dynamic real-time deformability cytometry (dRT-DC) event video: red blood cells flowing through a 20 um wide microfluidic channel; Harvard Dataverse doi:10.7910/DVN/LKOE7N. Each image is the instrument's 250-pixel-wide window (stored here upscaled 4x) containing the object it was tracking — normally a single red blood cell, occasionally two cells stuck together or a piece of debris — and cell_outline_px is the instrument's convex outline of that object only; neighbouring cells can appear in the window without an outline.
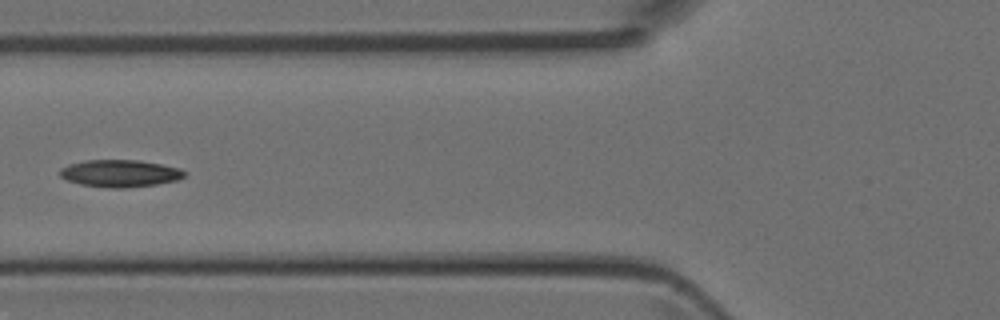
{"species": "Egyptian fruit bat (a non-hibernating species)", "species_latin": "Rousettus aegyptiacus", "temperature_condition": "room temperature", "stored_images_in_passage": 6, "segment_of_instrument_passage": [2, 2], "camera_frame_rate_fps": 3000, "um_per_image_px": 0.085, "animal": {"sex": "female"}, "frame": {"image": 1, "passage_image": 5, "time_ms": 1.333, "image_size_px": [1000, 320], "cell_outline_px": [[184, 176], [176, 180], [156, 184], [124, 188], [112, 188], [80, 184], [68, 180], [60, 176], [60, 168], [68, 164], [88, 160], [140, 160], [180, 168], [184, 172]], "centroid_in_image_um": [10.17, 14.73], "position_along_channel_um": 115.6, "area_um2": 19.54}}
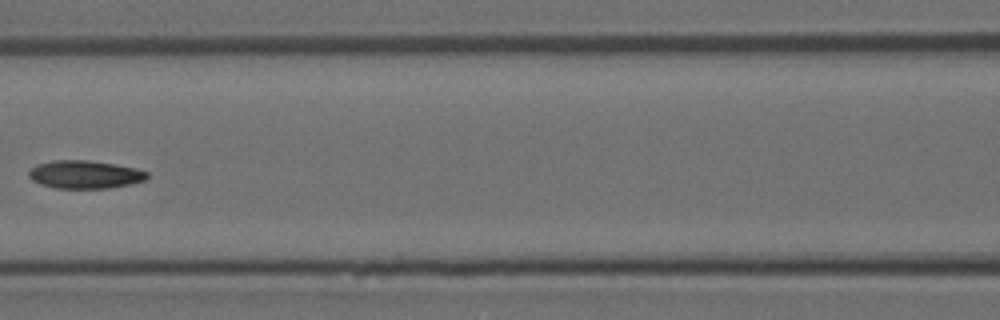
{"frame": {"image": 2, "passage_image": 6, "time_ms": 1.667, "image_size_px": [1000, 320], "cell_outline_px": [[148, 176], [144, 180], [128, 184], [108, 188], [56, 188], [40, 184], [32, 180], [28, 176], [28, 172], [36, 164], [52, 160], [88, 160], [136, 168], [148, 172]], "centroid_in_image_um": [7.17, 14.82], "position_along_channel_um": 159.4, "area_um2": 19.19}}